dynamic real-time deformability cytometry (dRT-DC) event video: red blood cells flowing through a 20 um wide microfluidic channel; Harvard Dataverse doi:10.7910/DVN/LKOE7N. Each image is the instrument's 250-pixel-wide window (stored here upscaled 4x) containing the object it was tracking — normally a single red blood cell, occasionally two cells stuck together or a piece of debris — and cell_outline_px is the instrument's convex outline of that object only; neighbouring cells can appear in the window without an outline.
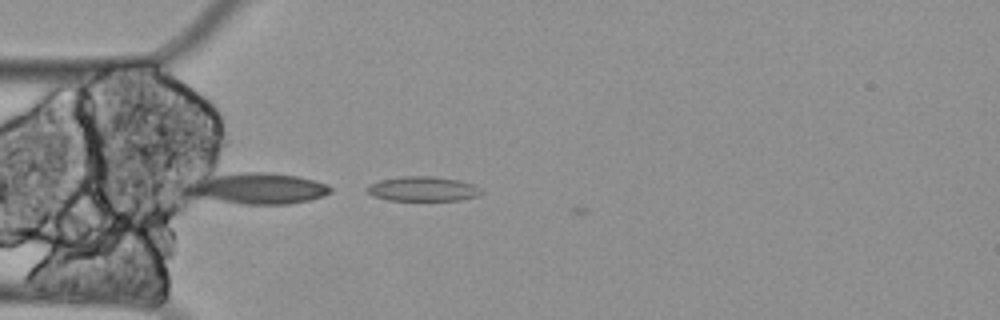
{"species": "Egyptian fruit bat (a non-hibernating species)", "species_latin": "Rousettus aegyptiacus", "temperature_condition": "cold", "stored_images_in_passage": 2, "camera_frame_rate_fps": 3000, "um_per_image_px": 0.085, "animal": {"sex": "female"}, "frame": {"image": 1, "passage_image": 1, "time_ms": 0.0, "image_size_px": [1000, 320], "cell_outline_px": [[484, 192], [480, 196], [460, 200], [388, 200], [372, 196], [368, 192], [368, 188], [372, 184], [380, 180], [400, 176], [432, 176], [460, 180], [472, 184], [480, 188]], "centroid_in_image_um": [36.0, 16.06], "position_along_channel_um": 49.0, "area_um2": 16.42}}